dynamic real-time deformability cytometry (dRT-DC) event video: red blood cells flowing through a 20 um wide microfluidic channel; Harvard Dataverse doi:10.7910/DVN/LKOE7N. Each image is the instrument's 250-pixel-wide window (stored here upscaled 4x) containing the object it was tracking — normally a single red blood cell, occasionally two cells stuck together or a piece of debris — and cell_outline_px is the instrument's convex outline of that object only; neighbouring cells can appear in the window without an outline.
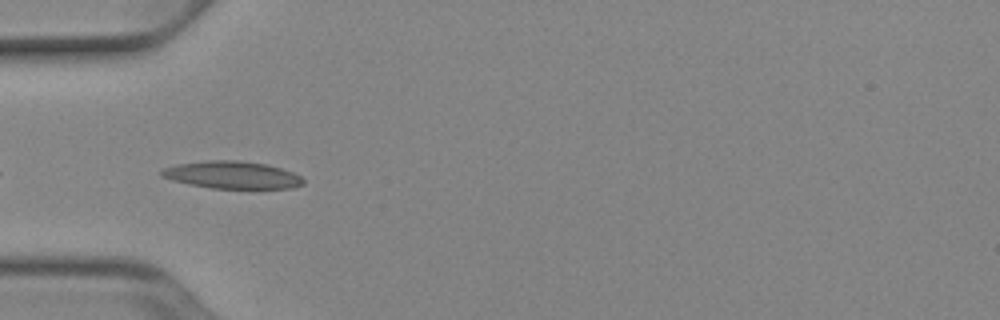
{"species": "Egyptian fruit bat (a non-hibernating species)", "species_latin": "Rousettus aegyptiacus", "temperature_condition": "cold", "stored_images_in_passage": 5, "camera_frame_rate_fps": 3000, "um_per_image_px": 0.085, "animal": {"sex": "female"}, "frame": {"image": 1, "passage_image": 2, "time_ms": 0.333, "image_size_px": [1000, 320], "cell_outline_px": [[304, 184], [292, 188], [212, 188], [172, 180], [160, 176], [160, 172], [164, 168], [176, 164], [208, 160], [236, 160], [264, 164], [280, 168], [292, 172], [300, 176], [304, 180]], "centroid_in_image_um": [19.72, 14.86], "position_along_channel_um": 65.3, "area_um2": 22.37}}